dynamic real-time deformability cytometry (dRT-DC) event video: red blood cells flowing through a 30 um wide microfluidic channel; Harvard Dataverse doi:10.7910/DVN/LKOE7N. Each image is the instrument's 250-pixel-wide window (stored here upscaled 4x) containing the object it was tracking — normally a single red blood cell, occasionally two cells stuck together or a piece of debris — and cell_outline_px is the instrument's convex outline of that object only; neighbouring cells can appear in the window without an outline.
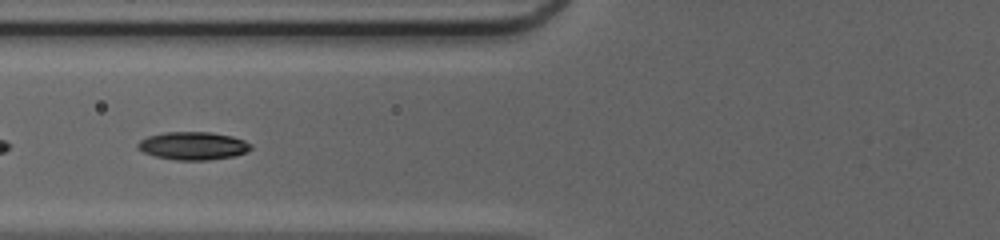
{"species": "common noctule bat (a hibernating species)", "species_latin": "Nyctalus noctula", "temperature_condition": "cold", "stored_images_in_passage": 35, "camera_frame_rate_fps": 3000, "um_per_image_px": 0.085, "animal": {"sex": "female", "body_mass_g": 20.0, "forearm_length_mm": 54.0}, "frame": {"image": 1, "passage_image": 6, "time_ms": 1.667, "image_size_px": [1000, 240], "cell_outline_px": [[252, 148], [248, 152], [232, 156], [208, 160], [176, 160], [156, 156], [144, 152], [136, 148], [136, 144], [140, 140], [148, 136], [164, 132], [212, 132], [232, 136], [244, 140], [252, 144]], "centroid_in_image_um": [16.42, 12.39], "position_along_channel_um": 109.4, "area_um2": 18.5}}
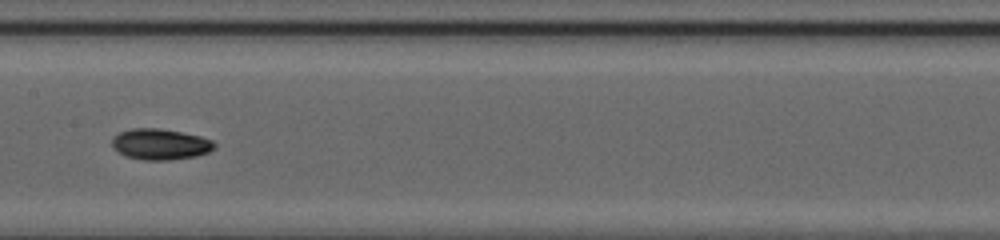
{"frame": {"image": 2, "passage_image": 12, "time_ms": 3.667, "image_size_px": [1000, 240], "cell_outline_px": [[216, 148], [208, 152], [196, 156], [168, 160], [144, 160], [124, 156], [112, 148], [112, 136], [120, 132], [132, 128], [160, 128], [200, 136], [212, 140], [216, 144]], "centroid_in_image_um": [13.6, 12.26], "position_along_channel_um": 193.8, "area_um2": 18.61}}
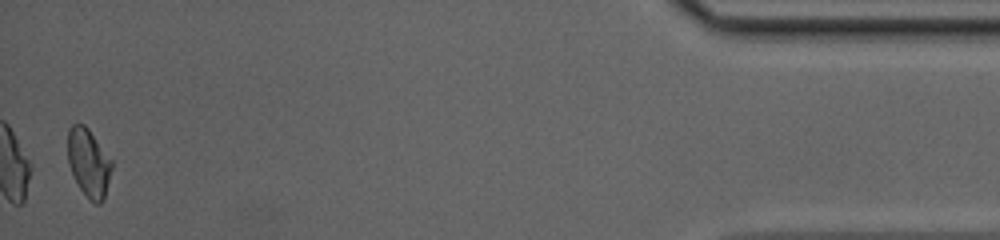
{"frame": {"image": 3, "passage_image": 34, "time_ms": 11.0, "image_size_px": [1000, 240], "cell_outline_px": [[112, 168], [104, 200], [100, 204], [96, 204], [88, 200], [80, 188], [68, 164], [68, 128], [72, 124], [84, 124], [88, 128], [112, 160]], "centroid_in_image_um": [7.54, 13.85], "position_along_channel_um": 427.7, "area_um2": 17.51}, "authors_computed_cell_mechanics": {"area_um2": 17.6868, "velocity_mm_per_s": 4.2012, "shape_relaxation_time_tau1_ms": 3.1944, "shape_relaxation_time_tau2_ms": 2.5315, "deformation_change_tau1": 0.1043, "deformation_change_tau2": 0.0635}}